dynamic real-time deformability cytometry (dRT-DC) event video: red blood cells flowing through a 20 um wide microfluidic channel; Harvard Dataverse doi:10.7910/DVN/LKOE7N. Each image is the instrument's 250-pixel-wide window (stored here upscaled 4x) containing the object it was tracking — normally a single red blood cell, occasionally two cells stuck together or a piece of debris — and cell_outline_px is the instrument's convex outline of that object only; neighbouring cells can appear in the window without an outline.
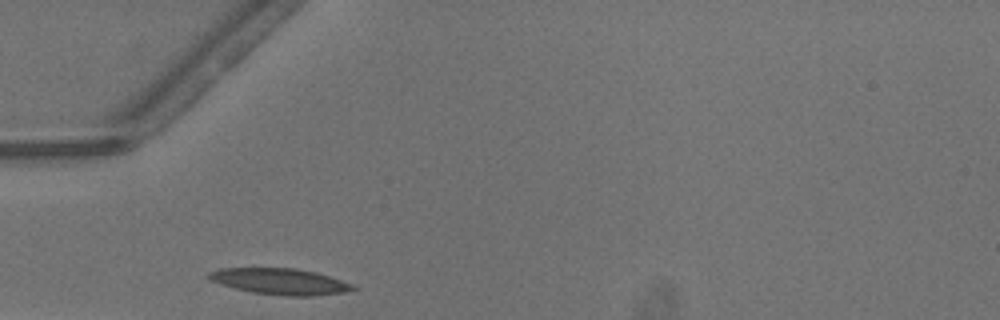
{"species": "common noctule bat (a hibernating species)", "species_latin": "Nyctalus noctula", "temperature_condition": "warm", "stored_images_in_passage": 21, "camera_frame_rate_fps": 3000, "um_per_image_px": 0.085, "animal": {"sex": "male", "body_mass_g": 13.3}, "frame": {"image": 1, "passage_image": 1, "time_ms": 0.0, "image_size_px": [1000, 320], "cell_outline_px": [[360, 288], [344, 292], [312, 296], [284, 296], [252, 292], [220, 284], [208, 280], [204, 276], [208, 272], [220, 268], [296, 268], [316, 272], [356, 284]], "centroid_in_image_um": [23.81, 23.92], "position_along_channel_um": 61.2, "area_um2": 22.31}}
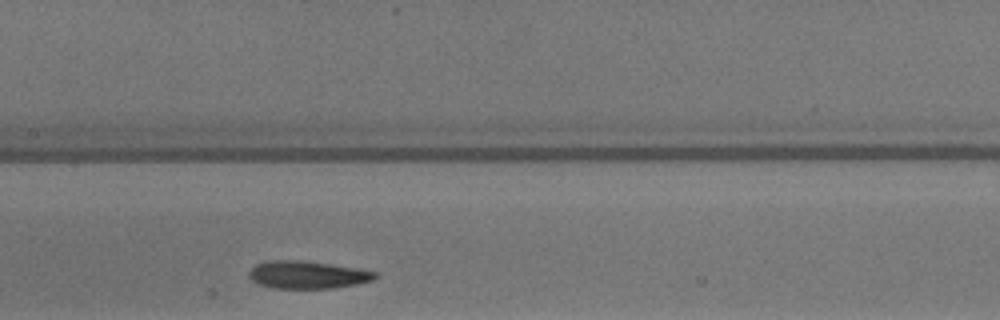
{"frame": {"image": 2, "passage_image": 10, "time_ms": 3.0, "image_size_px": [1000, 320], "cell_outline_px": [[380, 276], [372, 280], [356, 284], [332, 288], [268, 288], [256, 284], [248, 276], [248, 272], [256, 264], [268, 260], [300, 260], [332, 264], [356, 268], [376, 272]], "centroid_in_image_um": [26.09, 23.36], "position_along_channel_um": 181.3, "area_um2": 20.46}}
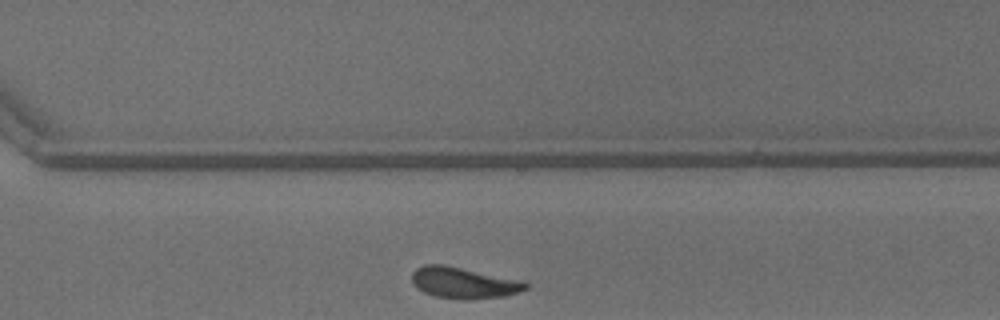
{"frame": {"image": 3, "passage_image": 21, "time_ms": 6.667, "image_size_px": [1000, 320], "cell_outline_px": [[528, 288], [520, 292], [504, 296], [468, 300], [464, 300], [432, 296], [416, 288], [412, 284], [412, 272], [416, 268], [424, 264], [444, 264], [524, 280], [528, 284]], "centroid_in_image_um": [39.41, 24.04], "position_along_channel_um": 331.2, "area_um2": 21.15}}